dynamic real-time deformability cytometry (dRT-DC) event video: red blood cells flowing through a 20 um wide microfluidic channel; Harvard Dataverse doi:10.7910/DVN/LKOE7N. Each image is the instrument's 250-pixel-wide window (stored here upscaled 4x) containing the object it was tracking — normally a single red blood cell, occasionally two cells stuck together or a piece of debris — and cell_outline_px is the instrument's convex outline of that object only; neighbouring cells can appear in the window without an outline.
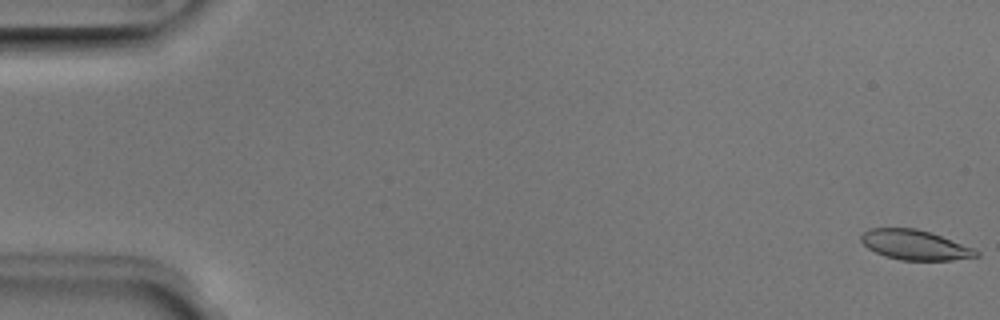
{"species": "Egyptian fruit bat (a non-hibernating species)", "species_latin": "Rousettus aegyptiacus", "temperature_condition": "room temperature", "stored_images_in_passage": 52, "camera_frame_rate_fps": 3000, "um_per_image_px": 0.085, "animal": {"sex": "male"}, "frame": {"image": 1, "passage_image": 1, "time_ms": 0.0, "image_size_px": [1000, 320], "cell_outline_px": [[980, 256], [952, 260], [900, 260], [884, 256], [868, 248], [860, 240], [860, 236], [868, 228], [916, 228], [940, 236], [972, 248], [980, 252]], "centroid_in_image_um": [77.73, 20.82], "position_along_channel_um": 7.3, "area_um2": 19.83}}
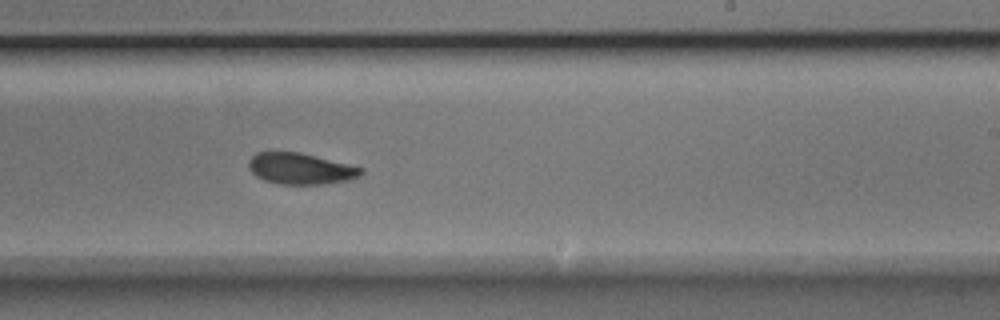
{"frame": {"image": 2, "passage_image": 32, "time_ms": 10.333, "image_size_px": [1000, 320], "cell_outline_px": [[364, 172], [360, 176], [348, 180], [328, 184], [280, 184], [264, 180], [256, 176], [252, 172], [248, 164], [248, 160], [256, 152], [300, 152], [364, 168]], "centroid_in_image_um": [25.56, 14.34], "position_along_channel_um": 263.4, "area_um2": 20.46}}
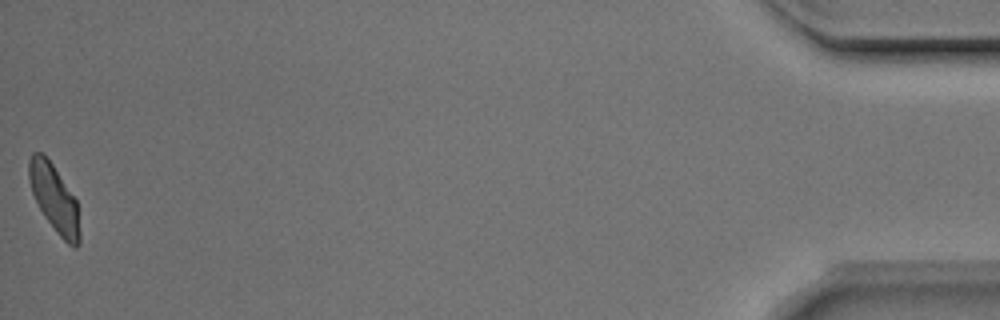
{"frame": {"image": 3, "passage_image": 52, "time_ms": 17.0, "image_size_px": [1000, 320], "cell_outline_px": [[80, 244], [76, 248], [68, 244], [56, 232], [44, 216], [32, 192], [28, 176], [28, 160], [32, 152], [40, 152], [52, 164], [76, 200], [80, 232]], "centroid_in_image_um": [4.61, 16.89], "position_along_channel_um": 430.6, "area_um2": 19.59}, "authors_computed_cell_mechanics": {"area_um2": 20.7213, "velocity_mm_per_s": 3.9366, "shape_relaxation_time_tau1_ms": 3.5367, "shape_relaxation_time_tau2_ms": 6.2739, "deformation_change_tau1": 0.1225, "deformation_change_tau2": 0.111}}